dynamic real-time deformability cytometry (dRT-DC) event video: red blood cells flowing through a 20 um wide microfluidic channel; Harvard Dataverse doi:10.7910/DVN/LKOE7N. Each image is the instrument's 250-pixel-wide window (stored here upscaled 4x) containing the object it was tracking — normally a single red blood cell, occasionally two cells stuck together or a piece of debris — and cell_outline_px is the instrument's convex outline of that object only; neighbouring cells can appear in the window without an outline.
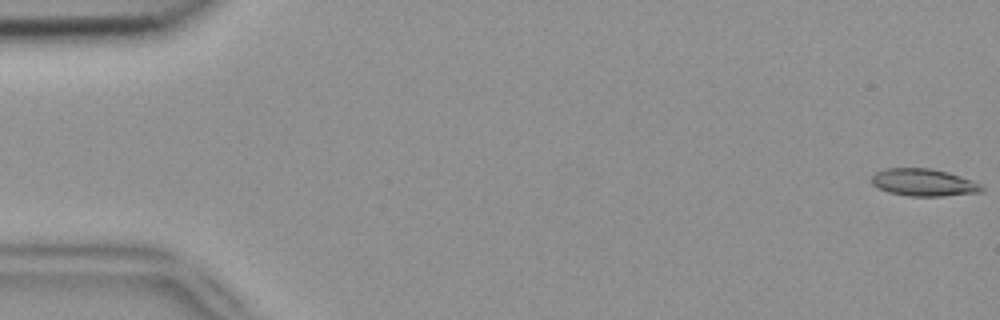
{"species": "common noctule bat (a hibernating species)", "species_latin": "Nyctalus noctula", "temperature_condition": "room temperature", "stored_images_in_passage": 5, "camera_frame_rate_fps": 3000, "um_per_image_px": 0.085, "animal": {"sex": "female", "body_mass_g": 18.4}, "frame": {"image": 1, "passage_image": 1, "time_ms": 0.0, "image_size_px": [1000, 320], "cell_outline_px": [[984, 192], [944, 196], [908, 196], [888, 192], [872, 184], [872, 176], [876, 172], [884, 168], [928, 168], [948, 172], [960, 176], [980, 184], [984, 188]], "centroid_in_image_um": [78.52, 15.51], "position_along_channel_um": 6.5, "area_um2": 17.51}}